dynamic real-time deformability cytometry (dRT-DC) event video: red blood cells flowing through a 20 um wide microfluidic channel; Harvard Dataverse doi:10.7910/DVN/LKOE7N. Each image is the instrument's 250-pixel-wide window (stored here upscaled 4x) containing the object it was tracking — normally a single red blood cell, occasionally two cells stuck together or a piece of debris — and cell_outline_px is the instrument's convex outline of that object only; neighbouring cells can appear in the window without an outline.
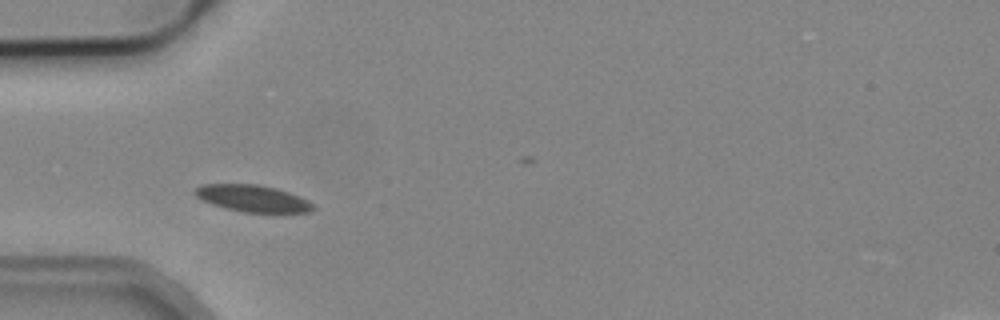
{"species": "common noctule bat (a hibernating species)", "species_latin": "Nyctalus noctula", "temperature_condition": "cold", "stored_images_in_passage": 7, "camera_frame_rate_fps": 3000, "um_per_image_px": 0.085, "animal": {"sex": "male", "body_mass_g": 19.2, "forearm_length_mm": 51.8}, "frame": {"image": 1, "passage_image": 6, "time_ms": 6.0, "image_size_px": [1000, 320], "cell_outline_px": [[316, 208], [312, 212], [244, 212], [212, 204], [196, 196], [192, 192], [200, 184], [256, 184], [276, 188], [300, 196], [308, 200]], "centroid_in_image_um": [21.49, 16.85], "position_along_channel_um": 63.5, "area_um2": 18.32}}